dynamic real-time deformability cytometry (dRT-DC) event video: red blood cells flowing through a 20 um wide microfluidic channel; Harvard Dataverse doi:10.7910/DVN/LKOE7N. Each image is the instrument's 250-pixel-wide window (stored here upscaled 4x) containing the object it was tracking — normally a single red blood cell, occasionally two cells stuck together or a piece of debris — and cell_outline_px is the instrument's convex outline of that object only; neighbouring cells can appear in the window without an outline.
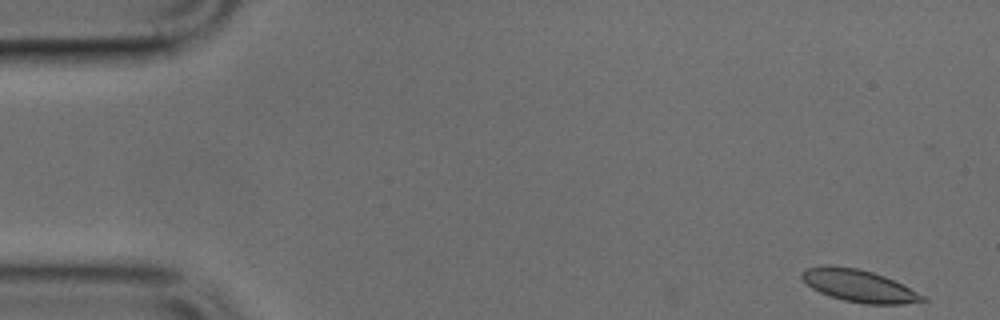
{"species": "common noctule bat (a hibernating species)", "species_latin": "Nyctalus noctula", "temperature_condition": "cold", "stored_images_in_passage": 48, "camera_frame_rate_fps": 3000, "um_per_image_px": 0.085, "animal": {"sex": "male", "body_mass_g": 17.9, "forearm_length_mm": 54.2}, "frame": {"image": 1, "passage_image": 1, "time_ms": 0.0, "image_size_px": [1000, 320], "cell_outline_px": [[928, 300], [904, 304], [864, 304], [844, 300], [828, 296], [812, 288], [800, 276], [808, 268], [828, 264], [856, 268], [872, 272], [884, 276], [924, 296]], "centroid_in_image_um": [72.98, 24.3], "position_along_channel_um": 12.0, "area_um2": 22.31}}
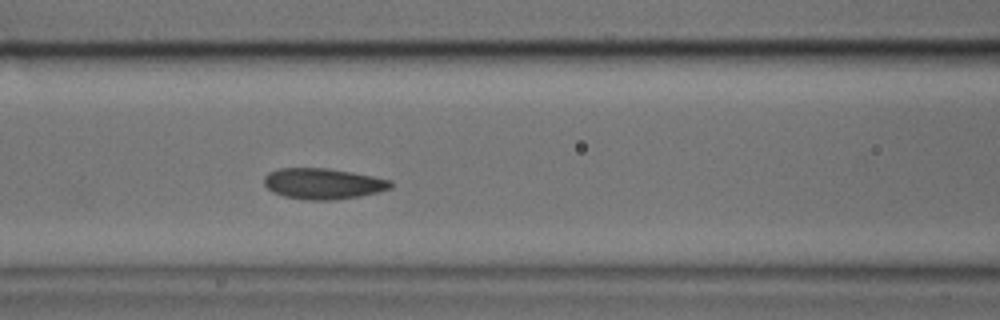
{"frame": {"image": 2, "passage_image": 19, "time_ms": 6.0, "image_size_px": [1000, 320], "cell_outline_px": [[392, 188], [360, 196], [332, 200], [308, 200], [284, 196], [272, 192], [264, 184], [264, 176], [268, 172], [280, 168], [328, 168], [352, 172], [392, 180]], "centroid_in_image_um": [27.44, 15.61], "position_along_channel_um": 139.2, "area_um2": 22.77}}
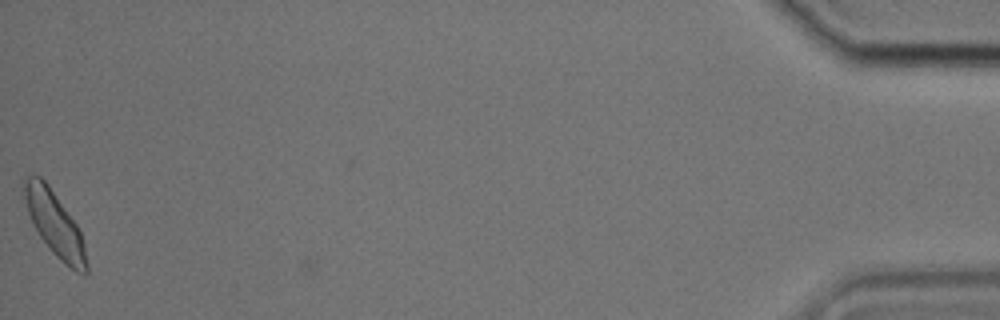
{"frame": {"image": 3, "passage_image": 48, "time_ms": 15.667, "image_size_px": [1000, 320], "cell_outline_px": [[88, 272], [84, 276], [76, 272], [60, 260], [52, 252], [40, 236], [32, 224], [28, 212], [24, 196], [24, 176], [32, 172], [40, 176], [48, 184], [76, 224], [80, 232], [84, 244], [88, 264]], "centroid_in_image_um": [4.65, 19.02], "position_along_channel_um": 430.6, "area_um2": 23.35}}